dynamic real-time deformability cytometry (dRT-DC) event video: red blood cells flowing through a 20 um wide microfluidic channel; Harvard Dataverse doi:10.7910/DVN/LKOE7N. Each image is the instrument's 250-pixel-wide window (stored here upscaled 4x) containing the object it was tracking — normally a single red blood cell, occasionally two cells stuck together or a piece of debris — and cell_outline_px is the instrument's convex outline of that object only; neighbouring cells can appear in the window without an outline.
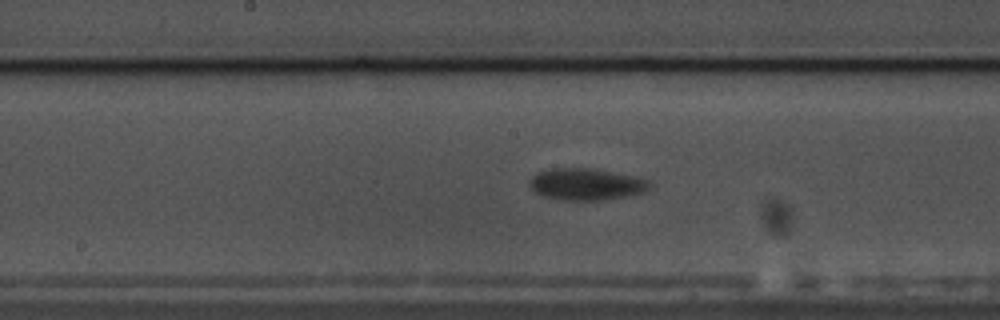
{"species": "common noctule bat (a hibernating species)", "species_latin": "Nyctalus noctula", "temperature_condition": "warm", "stored_images_in_passage": 41, "camera_frame_rate_fps": 3000, "um_per_image_px": 0.085, "animal": {"sex": "male", "body_mass_g": 17.5, "forearm_length_mm": 52.3}, "frame": {"image": 1, "passage_image": 18, "time_ms": 5.667, "image_size_px": [1000, 320], "cell_outline_px": [[640, 188], [624, 192], [604, 196], [564, 196], [544, 192], [536, 188], [536, 180], [540, 176], [552, 172], [588, 172], [612, 176], [632, 180]], "centroid_in_image_um": [49.59, 15.66], "position_along_channel_um": 198.6, "area_um2": 14.16}, "authors_computed_cell_mechanics": {"area_um2": 13.4674, "velocity_mm_per_s": 3.4263, "shape_relaxation_time_tau1_ms": 9.9694, "shape_relaxation_time_tau2_ms": null, "deformation_change_tau1": 0.4567, "deformation_change_tau2": null}}